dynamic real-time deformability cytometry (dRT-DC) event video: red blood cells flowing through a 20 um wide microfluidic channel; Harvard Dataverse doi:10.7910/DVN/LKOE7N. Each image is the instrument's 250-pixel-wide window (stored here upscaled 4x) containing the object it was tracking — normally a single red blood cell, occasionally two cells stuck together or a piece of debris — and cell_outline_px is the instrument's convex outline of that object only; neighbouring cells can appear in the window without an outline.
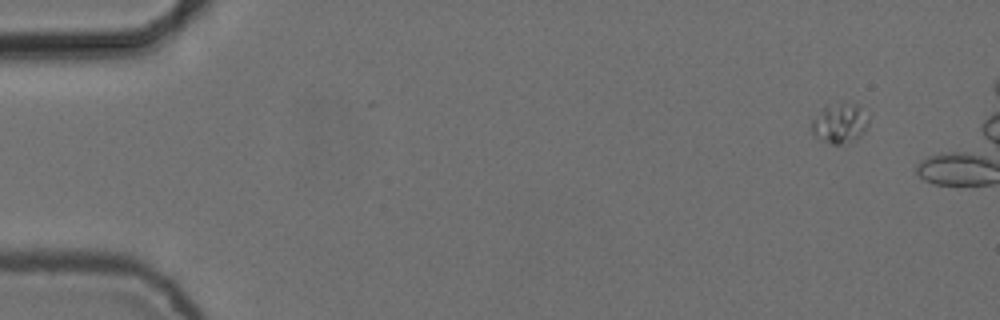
{"species": "common noctule bat (a hibernating species)", "species_latin": "Nyctalus noctula", "temperature_condition": "cold", "stored_images_in_passage": 3, "camera_frame_rate_fps": 3000, "um_per_image_px": 0.085, "animal": {"sex": "female", "body_mass_g": 24.6, "forearm_length_mm": 56.2}, "frame": {"image": 1, "passage_image": 3, "time_ms": 0.667, "image_size_px": [1000, 320], "cell_outline_px": [[868, 124], [864, 132], [856, 140], [848, 144], [832, 144], [816, 136], [812, 132], [812, 120], [824, 108], [840, 104], [856, 104]], "centroid_in_image_um": [71.36, 10.55], "position_along_channel_um": 13.6, "area_um2": 12.43}}